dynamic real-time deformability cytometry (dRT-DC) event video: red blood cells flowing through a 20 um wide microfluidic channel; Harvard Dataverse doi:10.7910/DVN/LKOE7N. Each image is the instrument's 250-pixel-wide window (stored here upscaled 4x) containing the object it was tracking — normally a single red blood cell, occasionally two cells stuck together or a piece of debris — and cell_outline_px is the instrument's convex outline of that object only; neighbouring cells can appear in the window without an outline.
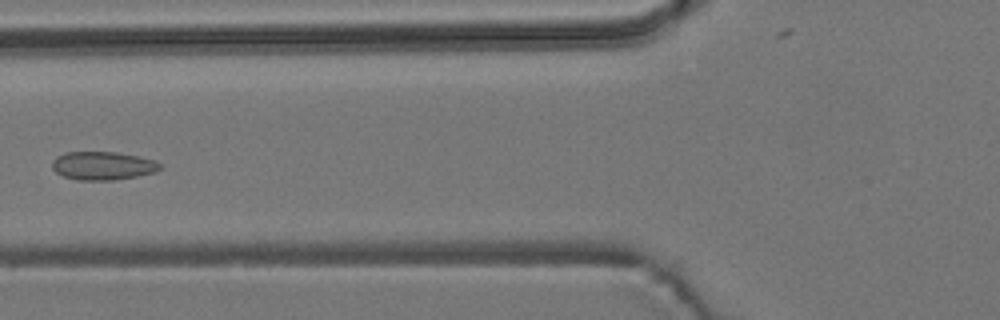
{"species": "common noctule bat (a hibernating species)", "species_latin": "Nyctalus noctula", "temperature_condition": "room temperature", "stored_images_in_passage": 6, "camera_frame_rate_fps": 3000, "um_per_image_px": 0.085, "animal": {"sex": "male", "body_mass_g": 19.2, "forearm_length_mm": 51.8}, "frame": {"image": 1, "passage_image": 6, "time_ms": 7.0, "image_size_px": [1000, 320], "cell_outline_px": [[160, 168], [156, 172], [136, 176], [112, 180], [76, 180], [64, 176], [56, 172], [52, 168], [52, 160], [56, 156], [64, 152], [116, 152], [136, 156], [152, 160], [160, 164]], "centroid_in_image_um": [8.68, 14.08], "position_along_channel_um": 117.1, "area_um2": 17.69}}